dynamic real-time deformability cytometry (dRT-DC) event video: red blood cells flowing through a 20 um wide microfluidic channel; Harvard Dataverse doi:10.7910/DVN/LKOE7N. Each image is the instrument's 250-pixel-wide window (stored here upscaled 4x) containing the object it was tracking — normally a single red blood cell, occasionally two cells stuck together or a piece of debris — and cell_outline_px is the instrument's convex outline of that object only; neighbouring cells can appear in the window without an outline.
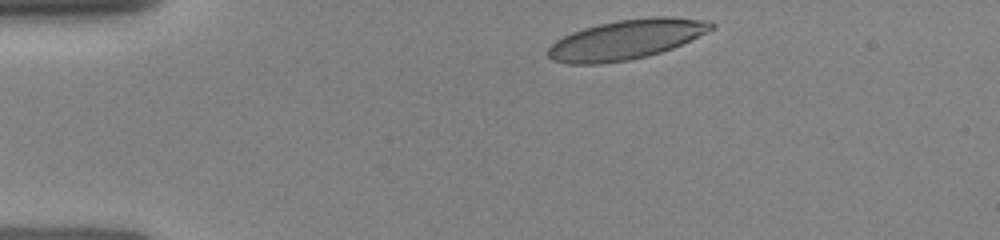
{"species": "human", "species_latin": "Homo sapiens", "temperature_condition": "room temperature", "stored_images_in_passage": 31, "camera_frame_rate_fps": 3000, "um_per_image_px": 0.085, "donor": {"sex": "female"}, "frame": {"image": 1, "passage_image": 1, "time_ms": 0.0, "image_size_px": [1000, 240], "cell_outline_px": [[716, 28], [672, 48], [648, 56], [628, 60], [600, 64], [568, 64], [552, 60], [548, 56], [548, 48], [556, 40], [572, 32], [584, 28], [616, 20], [656, 16], [668, 16], [712, 20], [716, 24]], "centroid_in_image_um": [53.27, 3.35], "position_along_channel_um": 31.7, "area_um2": 37.86}}
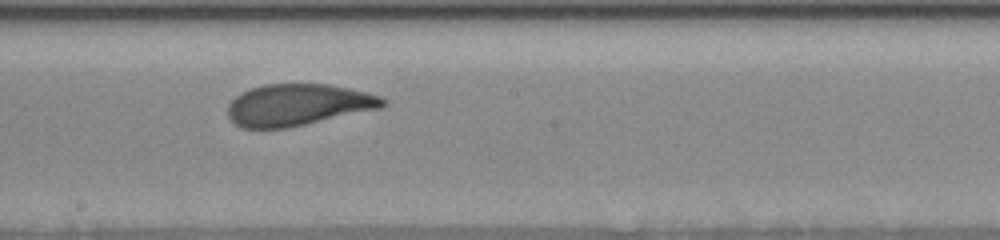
{"frame": {"image": 2, "passage_image": 17, "time_ms": 6.0, "image_size_px": [1000, 240], "cell_outline_px": [[388, 104], [380, 108], [288, 128], [240, 128], [228, 116], [228, 104], [240, 92], [264, 84], [328, 84], [368, 92], [380, 96], [388, 100]], "centroid_in_image_um": [25.34, 8.91], "position_along_channel_um": 222.9, "area_um2": 37.69}}
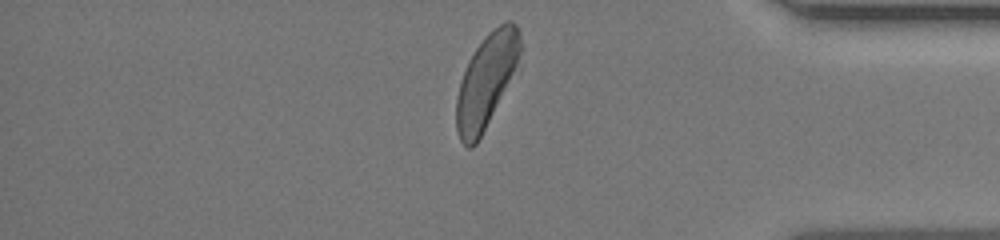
{"frame": {"image": 3, "passage_image": 29, "time_ms": 10.667, "image_size_px": [1000, 240], "cell_outline_px": [[524, 48], [520, 72], [476, 144], [472, 148], [468, 148], [460, 140], [456, 128], [456, 96], [460, 80], [476, 48], [488, 32], [504, 20], [512, 20], [516, 24]], "centroid_in_image_um": [41.45, 6.85], "position_along_channel_um": 393.7, "area_um2": 36.47}}